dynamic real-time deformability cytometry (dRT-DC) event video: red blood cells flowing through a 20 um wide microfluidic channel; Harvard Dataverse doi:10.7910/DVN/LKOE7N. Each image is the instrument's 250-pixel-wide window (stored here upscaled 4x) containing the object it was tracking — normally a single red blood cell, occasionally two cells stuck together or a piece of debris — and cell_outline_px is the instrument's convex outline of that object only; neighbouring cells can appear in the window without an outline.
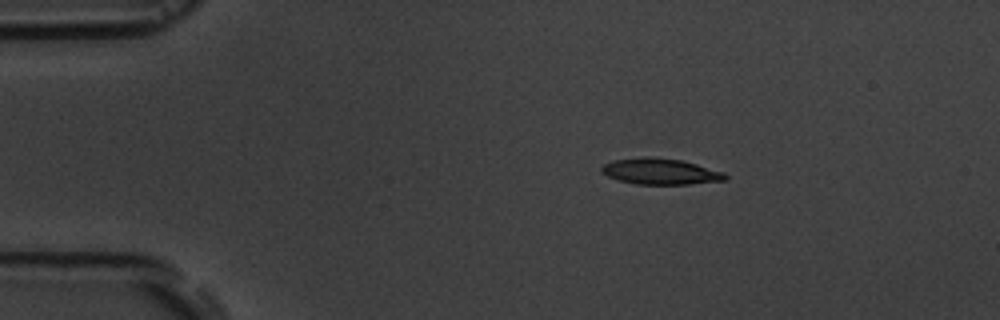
{"species": "common noctule bat (a hibernating species)", "species_latin": "Nyctalus noctula", "temperature_condition": "room temperature", "stored_images_in_passage": 3, "camera_frame_rate_fps": 3000, "um_per_image_px": 0.085, "animal": {"sex": "male", "body_mass_g": 19.5, "forearm_length_mm": 54.6}, "frame": {"image": 1, "passage_image": 1, "time_ms": 0.0, "image_size_px": [1000, 320], "cell_outline_px": [[728, 180], [688, 184], [636, 184], [620, 180], [608, 176], [600, 172], [600, 168], [604, 164], [616, 160], [644, 156], [648, 156], [680, 160], [696, 164], [724, 172], [728, 176]], "centroid_in_image_um": [56.15, 14.57], "position_along_channel_um": 28.9, "area_um2": 18.67}}